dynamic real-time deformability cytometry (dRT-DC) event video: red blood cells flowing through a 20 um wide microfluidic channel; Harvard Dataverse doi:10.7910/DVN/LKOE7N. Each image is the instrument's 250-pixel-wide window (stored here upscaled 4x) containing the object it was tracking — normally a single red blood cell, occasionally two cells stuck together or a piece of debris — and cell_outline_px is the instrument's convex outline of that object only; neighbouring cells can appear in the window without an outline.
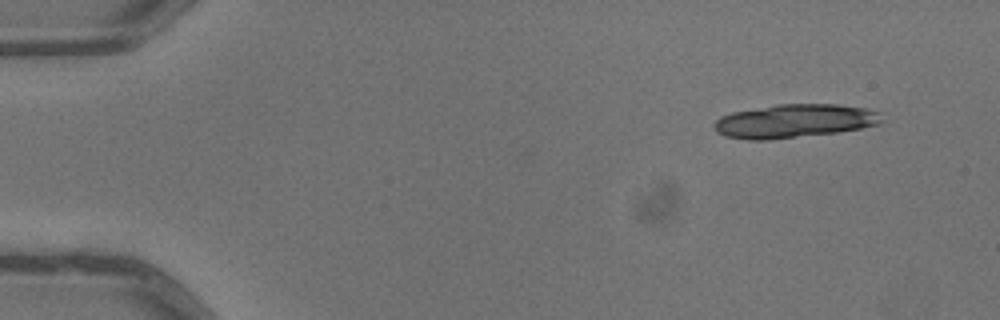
{"species": "common noctule bat (a hibernating species)", "species_latin": "Nyctalus noctula", "temperature_condition": "warm", "stored_images_in_passage": 5, "camera_frame_rate_fps": 3000, "um_per_image_px": 0.085, "animal": {"sex": "male", "body_mass_g": 13.3}, "frame": {"image": 1, "passage_image": 1, "time_ms": 0.0, "image_size_px": [1000, 320], "cell_outline_px": [[884, 120], [876, 124], [860, 128], [836, 132], [768, 140], [748, 140], [724, 136], [716, 132], [712, 124], [720, 116], [732, 112], [776, 104], [836, 104], [868, 108], [880, 112]], "centroid_in_image_um": [67.49, 10.28], "position_along_channel_um": 17.5, "area_um2": 32.95}}